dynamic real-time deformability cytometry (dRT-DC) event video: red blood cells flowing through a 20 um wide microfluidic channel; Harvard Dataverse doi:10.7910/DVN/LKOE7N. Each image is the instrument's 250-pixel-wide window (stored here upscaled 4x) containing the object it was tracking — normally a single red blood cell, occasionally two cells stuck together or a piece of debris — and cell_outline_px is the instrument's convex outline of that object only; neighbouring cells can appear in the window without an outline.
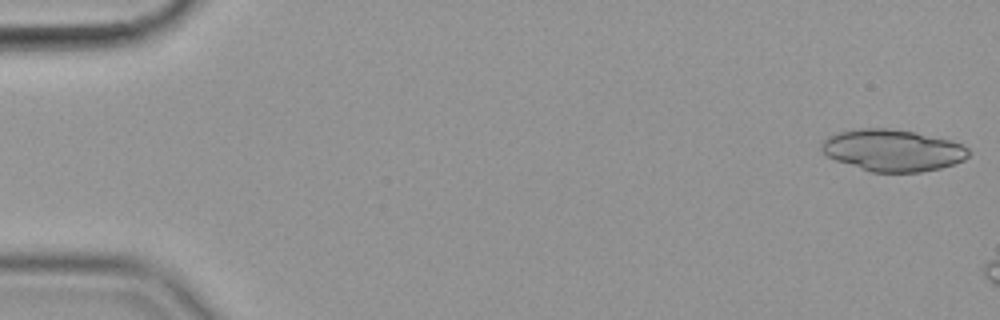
{"species": "common noctule bat (a hibernating species)", "species_latin": "Nyctalus noctula", "temperature_condition": "cold", "stored_images_in_passage": 15, "camera_frame_rate_fps": 3000, "um_per_image_px": 0.085, "animal": {"sex": "female", "body_mass_g": 19.9}, "frame": {"image": 1, "passage_image": 1, "time_ms": 0.0, "image_size_px": [1000, 320], "cell_outline_px": [[968, 156], [964, 160], [940, 168], [920, 172], [872, 172], [836, 160], [828, 156], [820, 148], [820, 144], [828, 136], [836, 132], [860, 128], [888, 128], [916, 132], [948, 140], [960, 144], [968, 148]], "centroid_in_image_um": [75.85, 12.77], "position_along_channel_um": 9.2, "area_um2": 35.55}}